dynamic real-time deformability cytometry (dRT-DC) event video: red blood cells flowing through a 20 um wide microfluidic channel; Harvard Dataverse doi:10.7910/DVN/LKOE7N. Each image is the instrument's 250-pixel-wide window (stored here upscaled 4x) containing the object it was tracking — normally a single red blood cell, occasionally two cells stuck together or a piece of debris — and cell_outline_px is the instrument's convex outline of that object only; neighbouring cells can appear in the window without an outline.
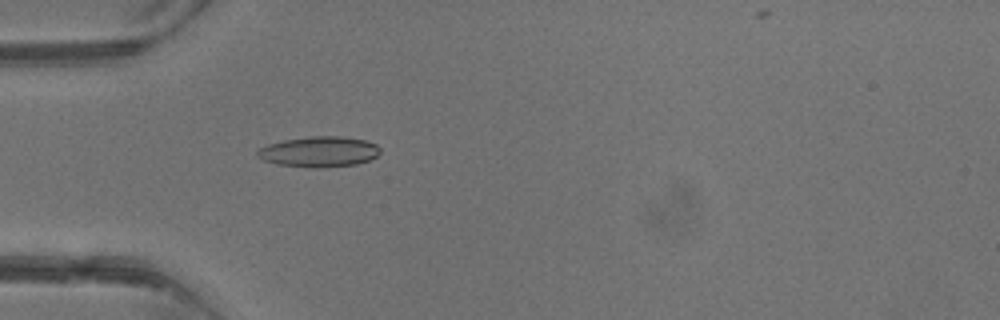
{"species": "common noctule bat (a hibernating species)", "species_latin": "Nyctalus noctula", "temperature_condition": "warm", "stored_images_in_passage": 3, "camera_frame_rate_fps": 3000, "um_per_image_px": 0.085, "animal": {"sex": "male", "body_mass_g": 13.3}, "frame": {"image": 1, "passage_image": 3, "time_ms": 3.333, "image_size_px": [1000, 320], "cell_outline_px": [[380, 152], [376, 156], [368, 160], [356, 164], [320, 168], [308, 168], [276, 164], [264, 160], [256, 156], [256, 152], [260, 148], [268, 144], [284, 140], [312, 136], [340, 136], [364, 140], [376, 144], [380, 148]], "centroid_in_image_um": [27.1, 12.9], "position_along_channel_um": 57.9, "area_um2": 21.85}}